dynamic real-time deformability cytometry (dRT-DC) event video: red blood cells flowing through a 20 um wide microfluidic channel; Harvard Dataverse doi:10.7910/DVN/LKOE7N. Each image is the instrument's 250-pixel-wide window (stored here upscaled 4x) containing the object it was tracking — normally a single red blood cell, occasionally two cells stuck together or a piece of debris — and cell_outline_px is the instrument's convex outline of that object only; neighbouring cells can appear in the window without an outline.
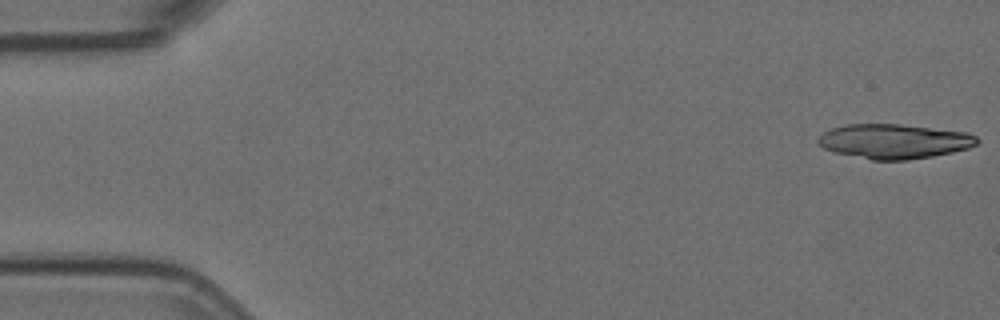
{"species": "Egyptian fruit bat (a non-hibernating species)", "species_latin": "Rousettus aegyptiacus", "temperature_condition": "room temperature", "stored_images_in_passage": 2, "camera_frame_rate_fps": 3000, "um_per_image_px": 0.085, "animal": {"sex": "female"}, "frame": {"image": 1, "passage_image": 1, "time_ms": 0.0, "image_size_px": [1000, 320], "cell_outline_px": [[980, 140], [976, 144], [968, 148], [952, 152], [932, 156], [908, 160], [872, 160], [836, 152], [824, 148], [816, 140], [824, 132], [832, 128], [844, 124], [900, 124], [968, 132], [976, 136]], "centroid_in_image_um": [76.02, 12.0], "position_along_channel_um": 9.0, "area_um2": 31.96}}